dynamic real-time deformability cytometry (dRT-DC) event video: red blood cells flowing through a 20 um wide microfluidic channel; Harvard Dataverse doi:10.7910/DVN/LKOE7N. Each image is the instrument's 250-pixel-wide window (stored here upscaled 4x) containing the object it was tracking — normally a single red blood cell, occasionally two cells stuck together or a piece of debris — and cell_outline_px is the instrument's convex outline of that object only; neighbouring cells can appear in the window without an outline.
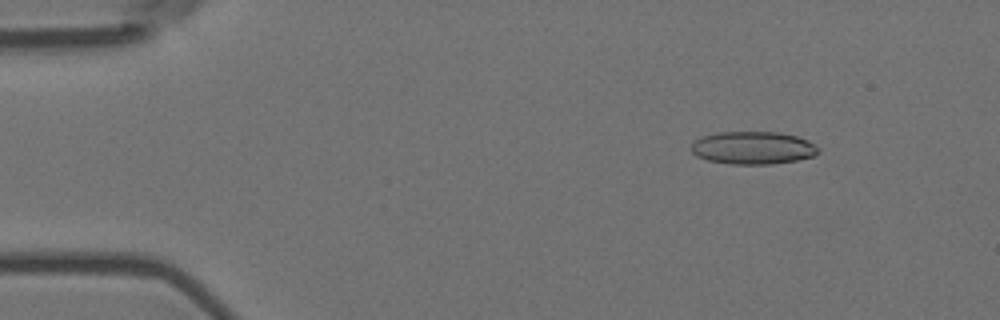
{"species": "Egyptian fruit bat (a non-hibernating species)", "species_latin": "Rousettus aegyptiacus", "temperature_condition": "room temperature", "stored_images_in_passage": 4, "camera_frame_rate_fps": 3000, "um_per_image_px": 0.085, "animal": {"sex": "female"}, "frame": {"image": 1, "passage_image": 2, "time_ms": 0.333, "image_size_px": [1000, 320], "cell_outline_px": [[820, 152], [812, 156], [796, 160], [772, 164], [732, 164], [708, 160], [696, 156], [692, 152], [692, 144], [696, 140], [704, 136], [716, 132], [780, 132], [796, 136], [808, 140], [820, 148]], "centroid_in_image_um": [64.02, 12.56], "position_along_channel_um": 21.0, "area_um2": 24.22}}
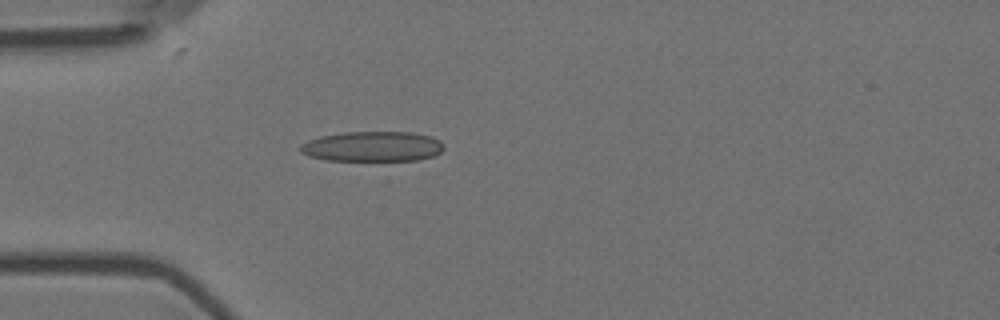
{"frame": {"image": 2, "passage_image": 4, "time_ms": 1.0, "image_size_px": [1000, 320], "cell_outline_px": [[444, 148], [440, 152], [432, 156], [420, 160], [324, 160], [308, 156], [300, 152], [300, 144], [308, 140], [320, 136], [344, 132], [412, 132], [432, 136], [440, 140], [444, 144]], "centroid_in_image_um": [31.66, 12.44], "position_along_channel_um": 53.3, "area_um2": 25.37}}